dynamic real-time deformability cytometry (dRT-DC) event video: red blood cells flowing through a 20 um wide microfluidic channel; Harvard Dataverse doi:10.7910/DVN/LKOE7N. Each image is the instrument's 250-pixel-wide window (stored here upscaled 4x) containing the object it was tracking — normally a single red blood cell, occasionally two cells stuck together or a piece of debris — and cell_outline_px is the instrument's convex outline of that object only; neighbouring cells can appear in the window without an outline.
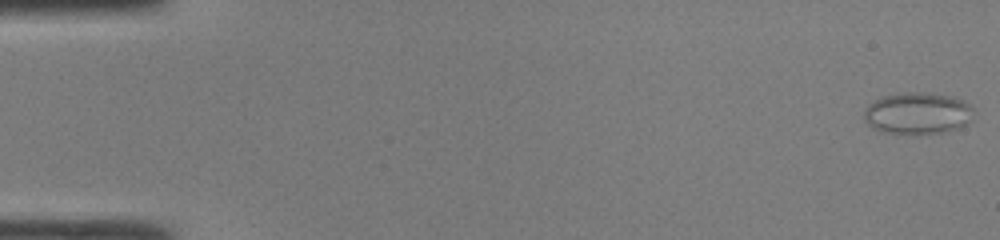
{"species": "common noctule bat (a hibernating species)", "species_latin": "Nyctalus noctula", "temperature_condition": "room temperature", "stored_images_in_passage": 43, "camera_frame_rate_fps": 3000, "um_per_image_px": 0.085, "animal": {"sex": "male", "body_mass_g": 19.0, "forearm_length_mm": 50.8}, "frame": {"image": 1, "passage_image": 1, "time_ms": 0.0, "image_size_px": [1000, 240], "cell_outline_px": [[972, 120], [956, 128], [940, 132], [916, 136], [880, 132], [868, 124], [864, 120], [864, 112], [868, 104], [884, 96], [904, 92], [924, 92], [948, 96], [960, 100], [968, 104], [972, 108]], "centroid_in_image_um": [77.94, 9.66], "position_along_channel_um": 7.1, "area_um2": 26.76}}
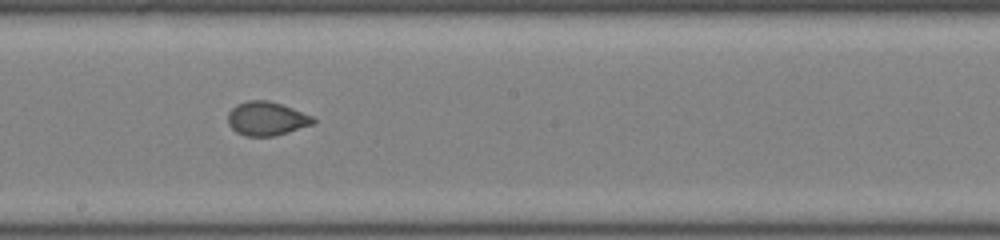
{"frame": {"image": 2, "passage_image": 27, "time_ms": 8.667, "image_size_px": [1000, 240], "cell_outline_px": [[316, 124], [276, 136], [244, 136], [236, 132], [228, 124], [228, 112], [236, 104], [248, 100], [268, 100], [292, 108], [312, 116], [316, 120]], "centroid_in_image_um": [22.67, 10.09], "position_along_channel_um": 225.5, "area_um2": 16.99}}
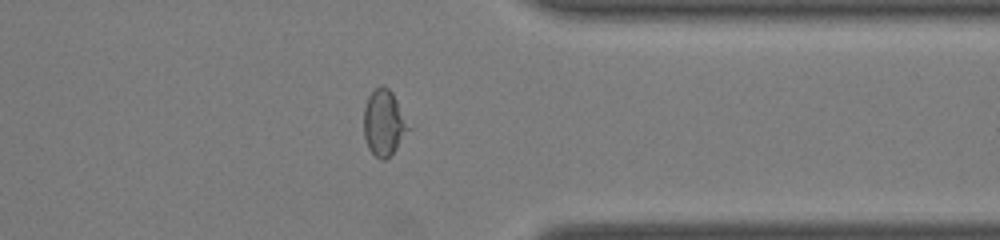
{"frame": {"image": 3, "passage_image": 38, "time_ms": 12.333, "image_size_px": [1000, 240], "cell_outline_px": [[412, 128], [396, 148], [384, 160], [380, 160], [368, 148], [364, 136], [364, 108], [368, 96], [380, 84], [388, 88], [392, 92]], "centroid_in_image_um": [32.65, 10.43], "position_along_channel_um": 378.8, "area_um2": 17.17}}